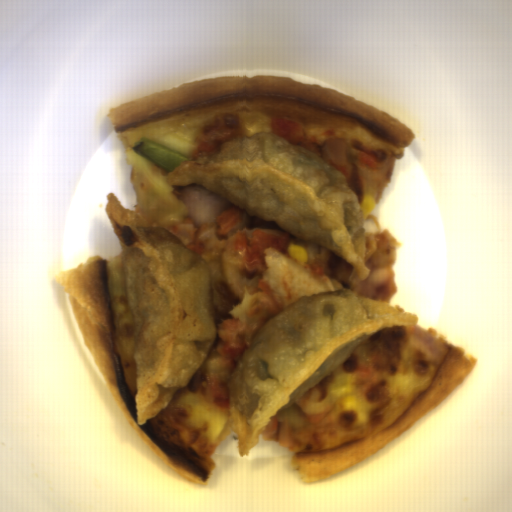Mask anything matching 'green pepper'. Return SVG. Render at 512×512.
Returning a JSON list of instances; mask_svg holds the SVG:
<instances>
[{"instance_id":"372bd49c","label":"green pepper","mask_w":512,"mask_h":512,"mask_svg":"<svg viewBox=\"0 0 512 512\" xmlns=\"http://www.w3.org/2000/svg\"><path fill=\"white\" fill-rule=\"evenodd\" d=\"M131 150L170 173L184 162L192 161L176 150L147 137L135 140Z\"/></svg>"},{"instance_id":"c4517986","label":"green pepper","mask_w":512,"mask_h":512,"mask_svg":"<svg viewBox=\"0 0 512 512\" xmlns=\"http://www.w3.org/2000/svg\"><path fill=\"white\" fill-rule=\"evenodd\" d=\"M277 421L284 423L288 428L299 430L307 426L308 420L304 414L297 409L292 403L279 410L274 416Z\"/></svg>"}]
</instances>
